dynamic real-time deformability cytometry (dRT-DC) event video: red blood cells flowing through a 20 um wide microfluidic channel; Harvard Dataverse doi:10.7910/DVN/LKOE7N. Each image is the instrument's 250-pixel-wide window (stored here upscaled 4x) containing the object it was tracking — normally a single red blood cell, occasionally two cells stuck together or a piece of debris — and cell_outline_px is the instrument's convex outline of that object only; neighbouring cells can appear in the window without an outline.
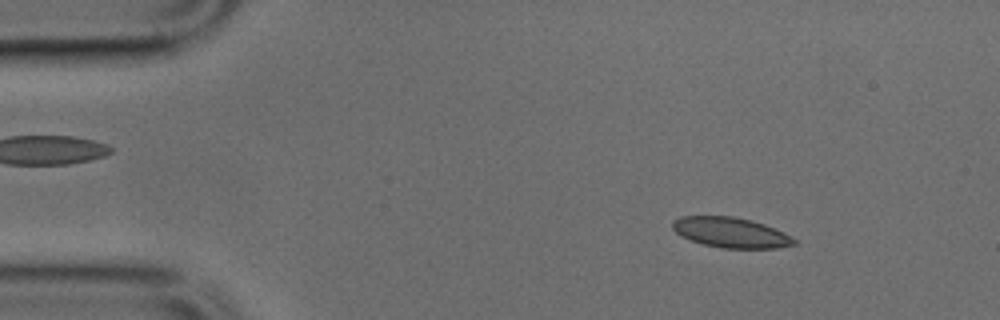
{"species": "common noctule bat (a hibernating species)", "species_latin": "Nyctalus noctula", "temperature_condition": "cold", "stored_images_in_passage": 49, "camera_frame_rate_fps": 3000, "um_per_image_px": 0.085, "animal": {"sex": "male", "body_mass_g": 17.9, "forearm_length_mm": 54.2}, "frame": {"image": 1, "passage_image": 6, "time_ms": 1.667, "image_size_px": [1000, 320], "cell_outline_px": [[796, 244], [776, 248], [720, 248], [704, 244], [680, 236], [672, 228], [672, 220], [680, 216], [732, 216], [752, 220], [764, 224], [784, 232], [796, 240]], "centroid_in_image_um": [62.1, 19.75], "position_along_channel_um": 22.9, "area_um2": 21.44}}
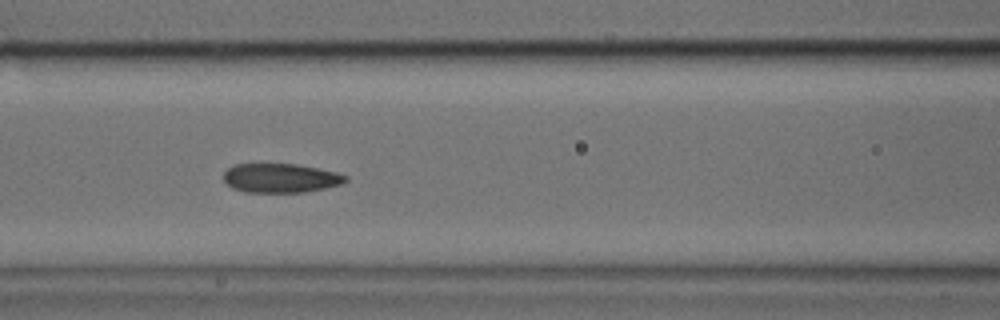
{"frame": {"image": 2, "passage_image": 20, "time_ms": 6.333, "image_size_px": [1000, 320], "cell_outline_px": [[348, 180], [340, 184], [324, 188], [304, 192], [244, 192], [232, 188], [224, 180], [224, 172], [232, 164], [296, 164], [336, 172], [348, 176]], "centroid_in_image_um": [23.83, 15.13], "position_along_channel_um": 142.8, "area_um2": 20.63}}
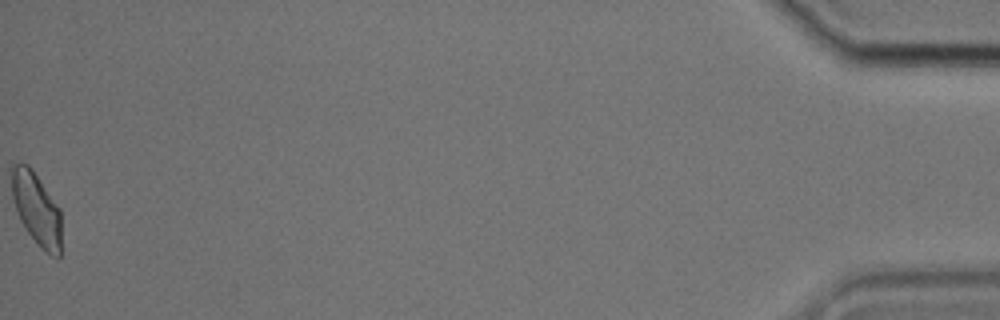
{"frame": {"image": 3, "passage_image": 49, "time_ms": 16.0, "image_size_px": [1000, 320], "cell_outline_px": [[60, 256], [56, 260], [44, 252], [40, 248], [28, 232], [20, 220], [16, 212], [12, 196], [12, 164], [20, 160], [28, 164], [32, 168], [60, 208]], "centroid_in_image_um": [3.1, 17.75], "position_along_channel_um": 432.1, "area_um2": 21.33}}